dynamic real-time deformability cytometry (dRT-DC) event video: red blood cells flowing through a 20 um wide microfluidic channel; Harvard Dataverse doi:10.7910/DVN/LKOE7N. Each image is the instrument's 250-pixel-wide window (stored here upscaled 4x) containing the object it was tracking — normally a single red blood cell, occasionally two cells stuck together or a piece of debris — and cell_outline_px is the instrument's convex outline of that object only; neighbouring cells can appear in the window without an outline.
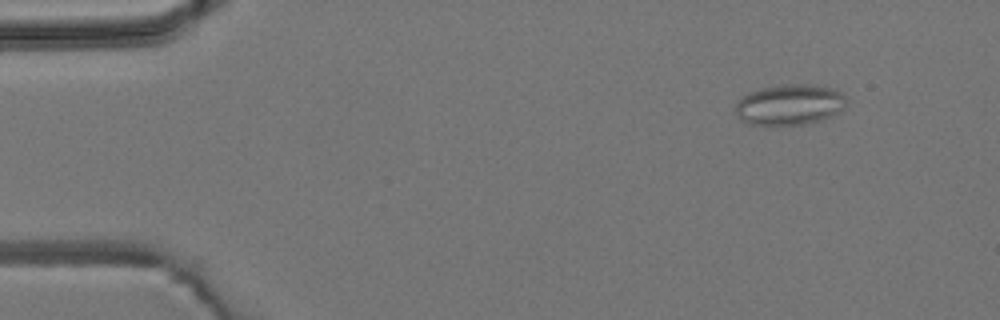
{"species": "common noctule bat (a hibernating species)", "species_latin": "Nyctalus noctula", "temperature_condition": "room temperature", "stored_images_in_passage": 4, "camera_frame_rate_fps": 3000, "um_per_image_px": 0.085, "animal": {"sex": "male", "body_mass_g": 19.2, "forearm_length_mm": 51.8}, "frame": {"image": 1, "passage_image": 2, "time_ms": 1.0, "image_size_px": [1000, 320], "cell_outline_px": [[844, 108], [832, 116], [820, 120], [804, 124], [764, 128], [748, 124], [740, 120], [736, 116], [736, 104], [740, 96], [748, 92], [760, 88], [784, 84], [812, 84], [832, 88], [840, 92], [844, 96]], "centroid_in_image_um": [67.03, 8.93], "position_along_channel_um": 18.0, "area_um2": 27.11}}